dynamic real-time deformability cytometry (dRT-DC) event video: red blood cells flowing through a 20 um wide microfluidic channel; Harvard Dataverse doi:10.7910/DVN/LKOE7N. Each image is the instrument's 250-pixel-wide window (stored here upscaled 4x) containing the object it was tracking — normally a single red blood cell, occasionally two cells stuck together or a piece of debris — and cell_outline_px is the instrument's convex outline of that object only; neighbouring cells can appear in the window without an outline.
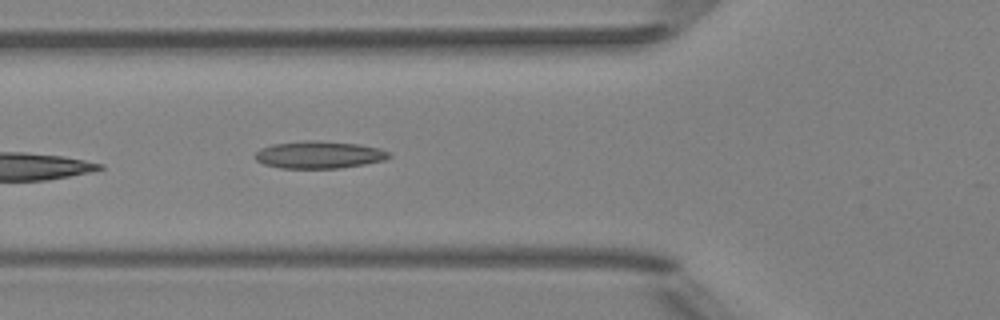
{"species": "Egyptian fruit bat (a non-hibernating species)", "species_latin": "Rousettus aegyptiacus", "temperature_condition": "room temperature", "stored_images_in_passage": 5, "camera_frame_rate_fps": 3000, "um_per_image_px": 0.085, "animal": {"sex": "female"}, "frame": {"image": 1, "passage_image": 5, "time_ms": 4.667, "image_size_px": [1000, 320], "cell_outline_px": [[392, 156], [384, 160], [364, 164], [340, 168], [280, 168], [264, 164], [256, 160], [256, 152], [260, 148], [272, 144], [304, 140], [316, 140], [360, 144], [380, 148], [388, 152]], "centroid_in_image_um": [27.12, 13.15], "position_along_channel_um": 98.7, "area_um2": 21.39}}